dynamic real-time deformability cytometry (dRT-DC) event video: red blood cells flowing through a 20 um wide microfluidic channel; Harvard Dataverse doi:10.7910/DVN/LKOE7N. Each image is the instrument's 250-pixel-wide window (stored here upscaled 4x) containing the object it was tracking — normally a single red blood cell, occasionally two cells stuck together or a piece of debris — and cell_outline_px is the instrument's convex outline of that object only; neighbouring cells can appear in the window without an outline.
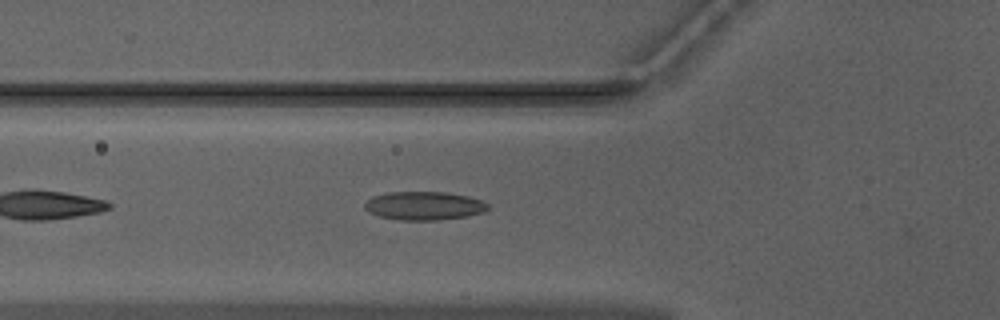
{"species": "Egyptian fruit bat (a non-hibernating species)", "species_latin": "Rousettus aegyptiacus", "temperature_condition": "warm", "stored_images_in_passage": 38, "camera_frame_rate_fps": 3000, "um_per_image_px": 0.085, "animal": {"sex": "male"}, "frame": {"image": 1, "passage_image": 6, "time_ms": 1.667, "image_size_px": [1000, 320], "cell_outline_px": [[488, 208], [484, 212], [468, 216], [436, 220], [400, 220], [376, 216], [368, 212], [364, 208], [364, 204], [372, 196], [388, 192], [444, 192], [468, 196], [480, 200], [488, 204]], "centroid_in_image_um": [36.01, 17.49], "position_along_channel_um": 89.8, "area_um2": 20.52}}
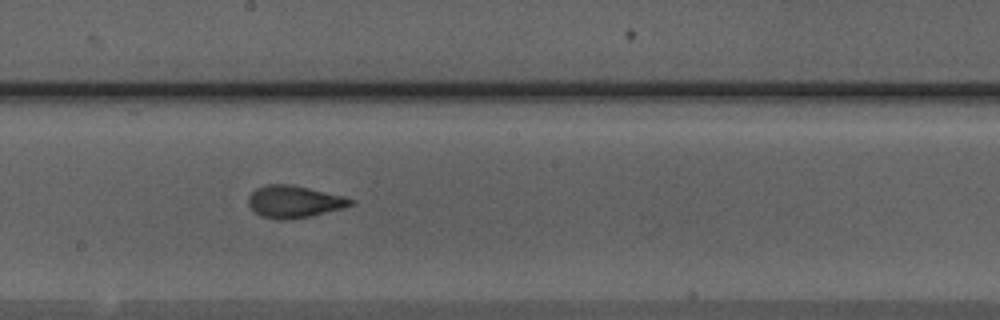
{"frame": {"image": 2, "passage_image": 16, "time_ms": 5.0, "image_size_px": [1000, 320], "cell_outline_px": [[356, 204], [344, 208], [308, 216], [288, 220], [276, 220], [260, 216], [248, 204], [248, 196], [256, 188], [264, 184], [288, 184], [308, 188], [344, 196], [356, 200]], "centroid_in_image_um": [25.01, 17.14], "position_along_channel_um": 223.2, "area_um2": 19.25}}
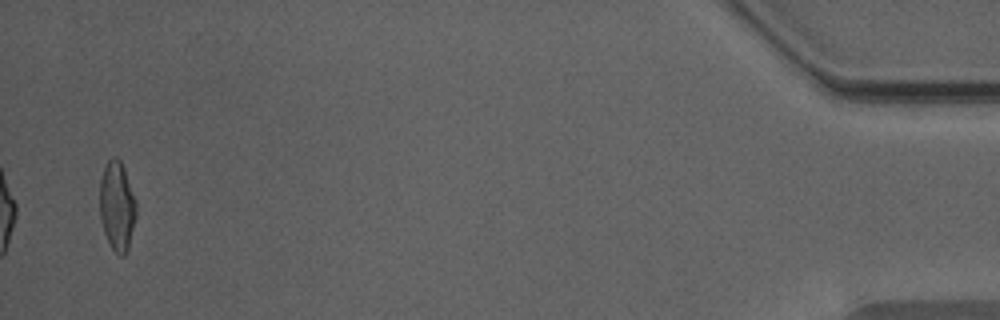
{"frame": {"image": 3, "passage_image": 38, "time_ms": 12.333, "image_size_px": [1000, 320], "cell_outline_px": [[136, 216], [128, 248], [124, 256], [120, 256], [112, 248], [104, 232], [100, 216], [100, 180], [104, 168], [108, 160], [112, 156], [116, 156], [120, 160], [124, 168], [136, 200]], "centroid_in_image_um": [9.95, 17.49], "position_along_channel_um": 425.2, "area_um2": 18.9}, "authors_computed_cell_mechanics": {"area_um2": 18.8428, "velocity_mm_per_s": 3.9916, "shape_relaxation_time_tau1_ms": 7.9588, "shape_relaxation_time_tau2_ms": 1.2513, "deformation_change_tau1": 0.2317, "deformation_change_tau2": 0.0914}}